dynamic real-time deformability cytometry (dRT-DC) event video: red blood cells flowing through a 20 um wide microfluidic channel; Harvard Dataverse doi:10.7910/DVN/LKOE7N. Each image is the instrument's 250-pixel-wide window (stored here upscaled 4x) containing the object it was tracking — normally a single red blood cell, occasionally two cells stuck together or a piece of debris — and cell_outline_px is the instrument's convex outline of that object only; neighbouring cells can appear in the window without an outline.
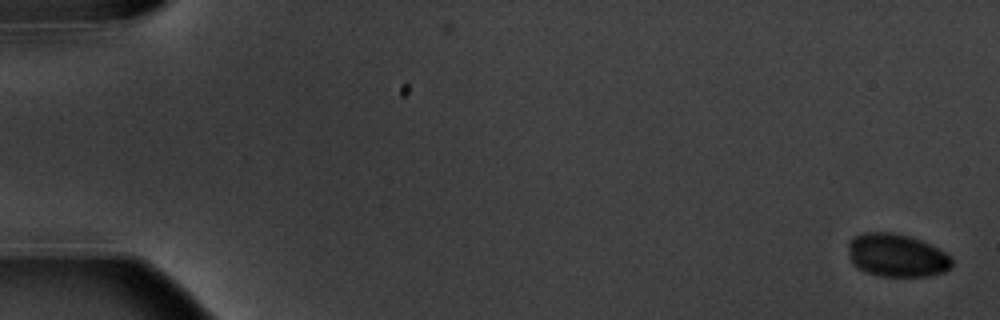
{"species": "common noctule bat (a hibernating species)", "species_latin": "Nyctalus noctula", "temperature_condition": "warm", "stored_images_in_passage": 7, "camera_frame_rate_fps": 3000, "um_per_image_px": 0.085, "animal": {"sex": "male", "body_mass_g": 20.1, "forearm_length_mm": 53.5}, "frame": {"image": 1, "passage_image": 1, "time_ms": 0.0, "image_size_px": [1000, 320], "cell_outline_px": [[952, 268], [944, 272], [928, 276], [880, 276], [856, 268], [852, 264], [848, 256], [848, 244], [852, 236], [864, 232], [896, 232], [920, 240], [952, 256]], "centroid_in_image_um": [76.19, 21.7], "position_along_channel_um": 8.8, "area_um2": 26.24}}
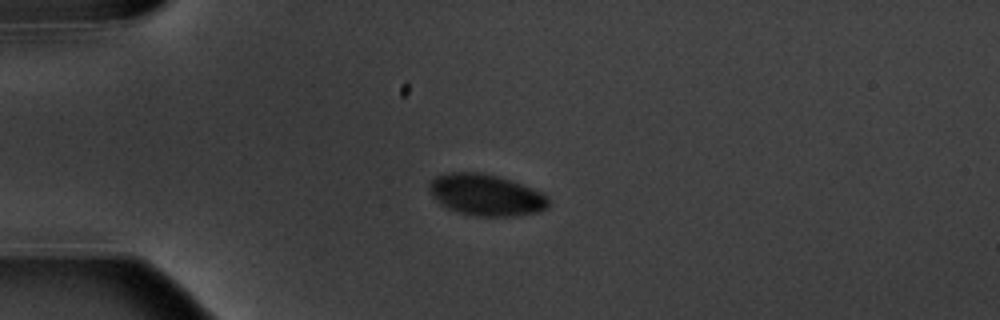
{"frame": {"image": 2, "passage_image": 5, "time_ms": 4.667, "image_size_px": [1000, 320], "cell_outline_px": [[548, 208], [540, 212], [520, 216], [476, 216], [456, 212], [440, 204], [428, 188], [428, 180], [436, 176], [452, 172], [480, 172], [500, 176], [512, 180], [544, 192], [548, 196]], "centroid_in_image_um": [41.34, 16.57], "position_along_channel_um": 43.7, "area_um2": 29.3}}
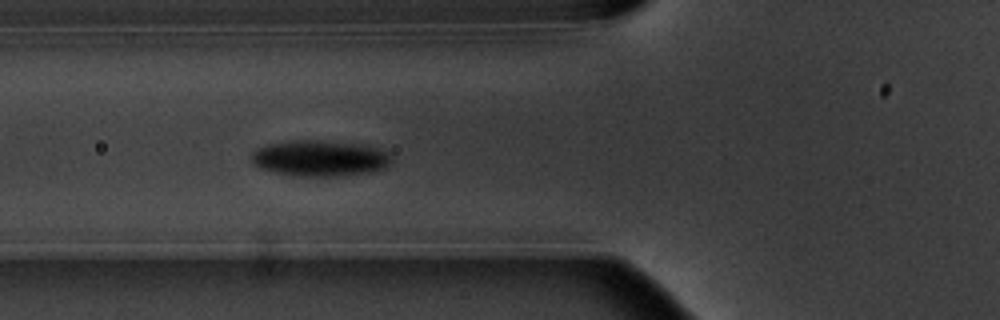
{"frame": {"image": 3, "passage_image": 7, "time_ms": 7.0, "image_size_px": [1000, 320], "cell_outline_px": [[392, 160], [384, 168], [368, 172], [344, 176], [292, 176], [260, 168], [252, 164], [252, 152], [256, 148], [268, 144], [296, 140], [316, 140], [360, 144], [376, 148], [388, 152], [392, 156]], "centroid_in_image_um": [27.17, 13.46], "position_along_channel_um": 98.6, "area_um2": 29.36}}